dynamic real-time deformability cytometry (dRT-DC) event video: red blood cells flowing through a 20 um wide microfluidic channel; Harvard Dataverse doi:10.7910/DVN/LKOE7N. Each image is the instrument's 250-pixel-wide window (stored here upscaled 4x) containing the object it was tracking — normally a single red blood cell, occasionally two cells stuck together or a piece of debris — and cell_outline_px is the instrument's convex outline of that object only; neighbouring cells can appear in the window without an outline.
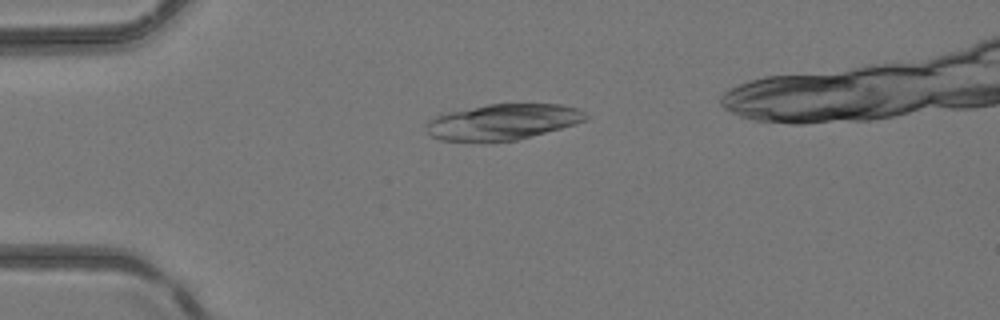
{"species": "common noctule bat (a hibernating species)", "species_latin": "Nyctalus noctula", "temperature_condition": "room temperature", "stored_images_in_passage": 6, "camera_frame_rate_fps": 3000, "um_per_image_px": 0.085, "animal": {"sex": "female", "body_mass_g": 24.6, "forearm_length_mm": 56.2}, "frame": {"image": 1, "passage_image": 3, "time_ms": 2.333, "image_size_px": [1000, 320], "cell_outline_px": [[588, 116], [584, 120], [576, 124], [516, 140], [440, 140], [424, 132], [424, 128], [428, 120], [436, 116], [448, 112], [488, 104], [560, 104], [576, 108], [584, 112]], "centroid_in_image_um": [42.71, 10.34], "position_along_channel_um": 42.3, "area_um2": 32.77}}